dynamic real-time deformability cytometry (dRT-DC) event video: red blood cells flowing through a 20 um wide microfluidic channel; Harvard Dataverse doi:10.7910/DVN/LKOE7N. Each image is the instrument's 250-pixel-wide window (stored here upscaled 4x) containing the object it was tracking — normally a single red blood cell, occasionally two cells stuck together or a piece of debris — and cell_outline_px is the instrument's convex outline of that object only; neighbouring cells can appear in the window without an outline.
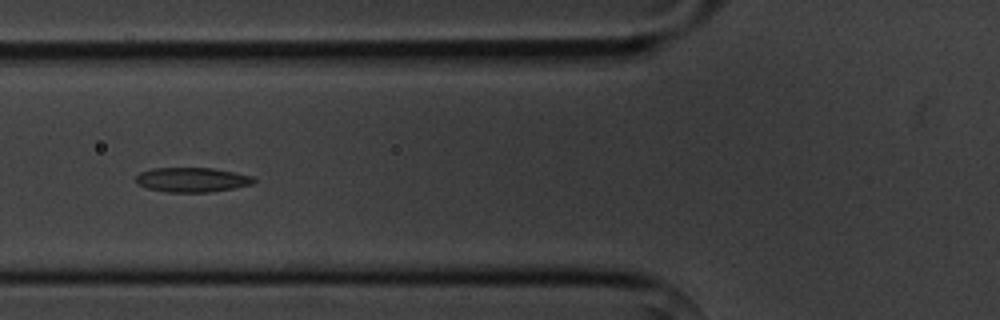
{"species": "common noctule bat (a hibernating species)", "species_latin": "Nyctalus noctula", "temperature_condition": "cold", "stored_images_in_passage": 10, "camera_frame_rate_fps": 3000, "um_per_image_px": 0.085, "animal": {"sex": "male", "body_mass_g": 20.1, "forearm_length_mm": 53.5}, "frame": {"image": 1, "passage_image": 6, "time_ms": 6.667, "image_size_px": [1000, 320], "cell_outline_px": [[256, 180], [252, 184], [236, 188], [208, 192], [168, 192], [148, 188], [136, 184], [136, 176], [140, 172], [152, 168], [212, 168], [256, 176]], "centroid_in_image_um": [16.35, 15.28], "position_along_channel_um": 109.4, "area_um2": 16.99}}
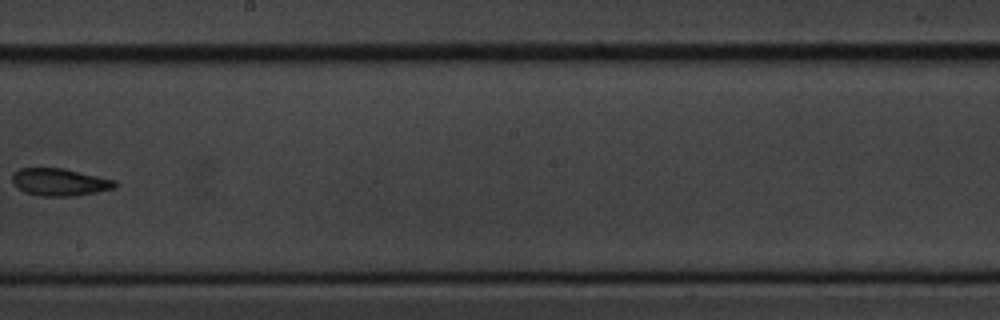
{"frame": {"image": 2, "passage_image": 9, "time_ms": 10.333, "image_size_px": [1000, 320], "cell_outline_px": [[116, 188], [76, 196], [40, 196], [24, 192], [12, 184], [12, 172], [20, 168], [64, 168], [116, 180]], "centroid_in_image_um": [5.05, 15.48], "position_along_channel_um": 243.2, "area_um2": 16.59}}
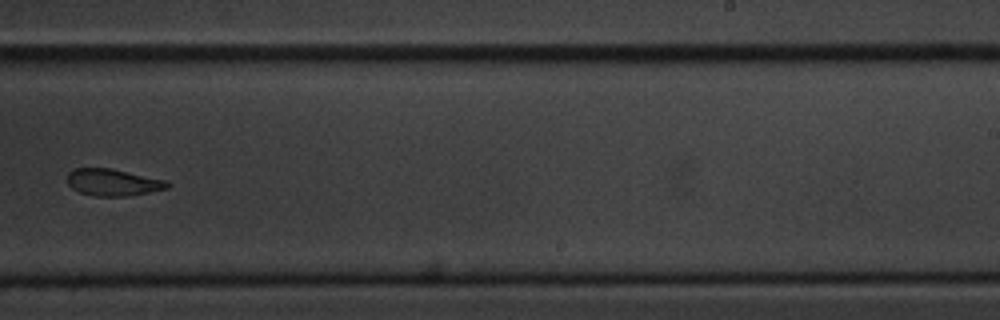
{"frame": {"image": 3, "passage_image": 10, "time_ms": 11.333, "image_size_px": [1000, 320], "cell_outline_px": [[172, 184], [168, 188], [148, 192], [124, 196], [92, 196], [80, 192], [72, 188], [68, 184], [68, 172], [72, 168], [112, 168], [164, 180]], "centroid_in_image_um": [9.57, 15.49], "position_along_channel_um": 279.4, "area_um2": 15.61}}